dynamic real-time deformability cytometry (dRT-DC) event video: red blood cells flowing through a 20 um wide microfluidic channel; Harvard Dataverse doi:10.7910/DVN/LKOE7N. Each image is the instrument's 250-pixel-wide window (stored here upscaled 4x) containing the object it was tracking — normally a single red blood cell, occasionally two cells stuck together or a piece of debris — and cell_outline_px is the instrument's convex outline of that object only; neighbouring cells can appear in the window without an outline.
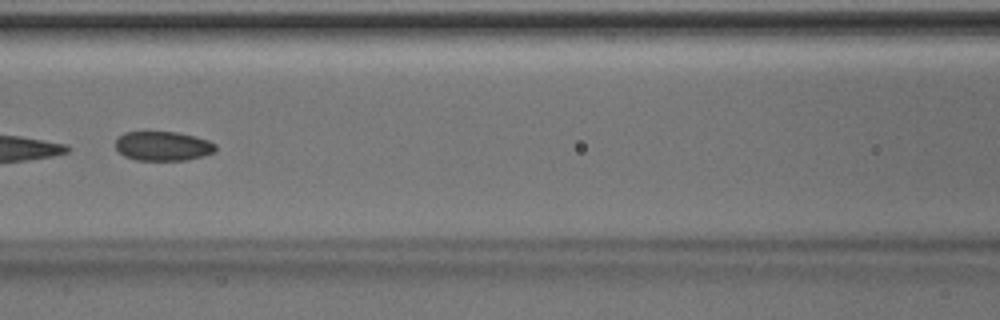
{"species": "Egyptian fruit bat (a non-hibernating species)", "species_latin": "Rousettus aegyptiacus", "temperature_condition": "room temperature", "stored_images_in_passage": 6, "camera_frame_rate_fps": 3000, "um_per_image_px": 0.085, "animal": {"sex": "male"}, "frame": {"image": 1, "passage_image": 6, "time_ms": 1.667, "image_size_px": [1000, 320], "cell_outline_px": [[216, 152], [184, 160], [136, 160], [124, 156], [116, 148], [116, 140], [124, 132], [176, 132], [196, 136], [208, 140], [216, 144]], "centroid_in_image_um": [13.86, 12.41], "position_along_channel_um": 152.7, "area_um2": 17.05}}